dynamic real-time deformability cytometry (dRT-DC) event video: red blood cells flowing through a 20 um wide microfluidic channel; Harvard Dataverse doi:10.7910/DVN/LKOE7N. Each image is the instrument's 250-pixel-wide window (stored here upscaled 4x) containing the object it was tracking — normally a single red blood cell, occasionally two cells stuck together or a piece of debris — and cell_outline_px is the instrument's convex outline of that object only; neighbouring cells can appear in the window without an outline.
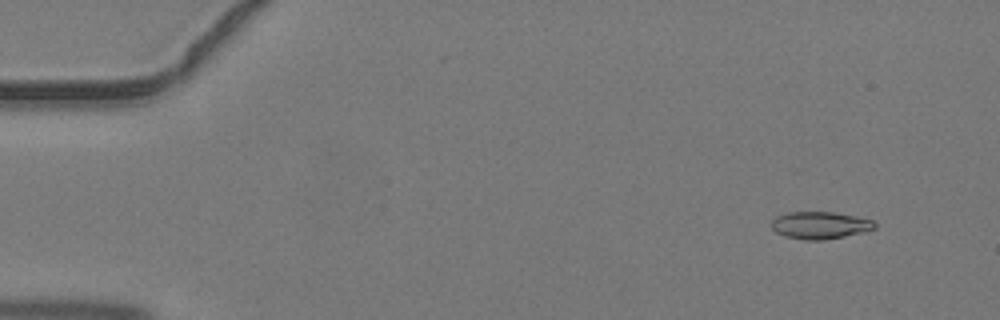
{"species": "common noctule bat (a hibernating species)", "species_latin": "Nyctalus noctula", "temperature_condition": "warm", "stored_images_in_passage": 33, "camera_frame_rate_fps": 3000, "um_per_image_px": 0.085, "animal": {"sex": "male", "body_mass_g": 19.2, "forearm_length_mm": 51.8}, "frame": {"image": 1, "passage_image": 4, "time_ms": 1.0, "image_size_px": [1000, 320], "cell_outline_px": [[876, 228], [864, 232], [824, 240], [804, 240], [784, 236], [776, 232], [772, 228], [772, 220], [776, 216], [788, 212], [832, 212], [856, 216], [872, 220], [876, 224]], "centroid_in_image_um": [69.7, 19.15], "position_along_channel_um": 15.3, "area_um2": 16.42}}
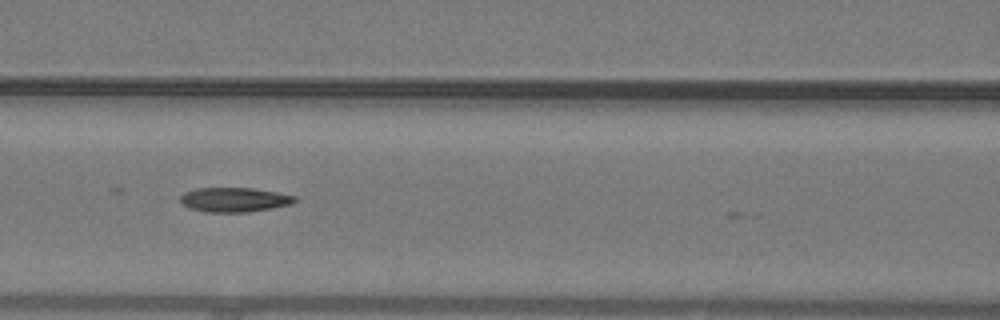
{"frame": {"image": 2, "passage_image": 20, "time_ms": 6.333, "image_size_px": [1000, 320], "cell_outline_px": [[296, 200], [292, 204], [272, 208], [248, 212], [208, 212], [192, 208], [184, 204], [180, 200], [180, 196], [184, 192], [196, 188], [252, 188], [276, 192], [296, 196]], "centroid_in_image_um": [19.94, 16.97], "position_along_channel_um": 146.7, "area_um2": 16.18}}
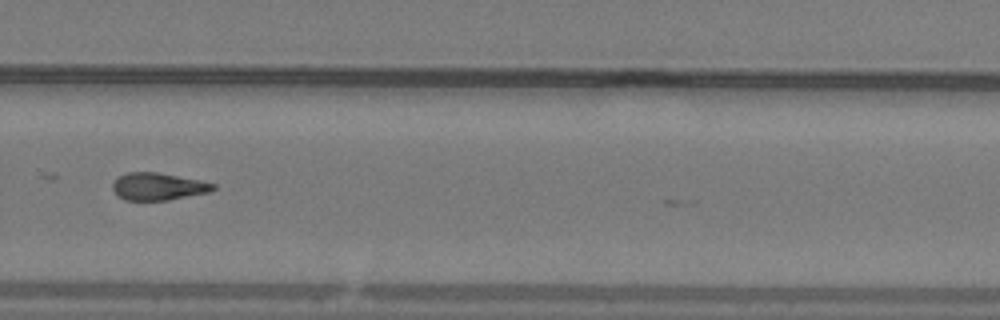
{"frame": {"image": 3, "passage_image": 31, "time_ms": 10.0, "image_size_px": [1000, 320], "cell_outline_px": [[216, 188], [208, 192], [168, 200], [124, 200], [116, 196], [112, 188], [112, 184], [116, 176], [128, 172], [156, 172], [200, 180], [216, 184]], "centroid_in_image_um": [13.38, 15.85], "position_along_channel_um": 316.4, "area_um2": 16.13}}